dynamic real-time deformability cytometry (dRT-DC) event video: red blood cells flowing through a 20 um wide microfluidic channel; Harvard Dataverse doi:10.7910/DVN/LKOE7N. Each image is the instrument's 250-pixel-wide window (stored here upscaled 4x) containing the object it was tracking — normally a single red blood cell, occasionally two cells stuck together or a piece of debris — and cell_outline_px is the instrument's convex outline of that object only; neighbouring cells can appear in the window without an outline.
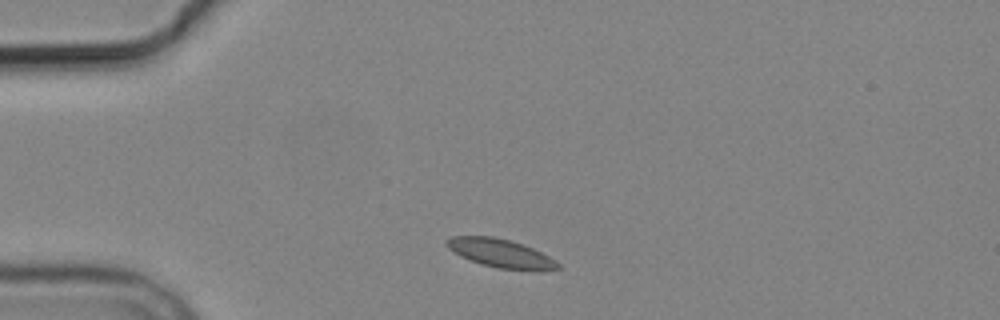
{"species": "common noctule bat (a hibernating species)", "species_latin": "Nyctalus noctula", "temperature_condition": "cold", "stored_images_in_passage": 2, "camera_frame_rate_fps": 3000, "um_per_image_px": 0.085, "animal": {"sex": "male", "body_mass_g": 19.2, "forearm_length_mm": 51.8}, "frame": {"image": 1, "passage_image": 1, "time_ms": 0.0, "image_size_px": [1000, 320], "cell_outline_px": [[560, 268], [496, 268], [480, 264], [460, 256], [452, 252], [444, 244], [452, 236], [492, 236], [524, 244], [556, 260], [560, 264]], "centroid_in_image_um": [42.44, 21.49], "position_along_channel_um": 42.6, "area_um2": 17.86}}